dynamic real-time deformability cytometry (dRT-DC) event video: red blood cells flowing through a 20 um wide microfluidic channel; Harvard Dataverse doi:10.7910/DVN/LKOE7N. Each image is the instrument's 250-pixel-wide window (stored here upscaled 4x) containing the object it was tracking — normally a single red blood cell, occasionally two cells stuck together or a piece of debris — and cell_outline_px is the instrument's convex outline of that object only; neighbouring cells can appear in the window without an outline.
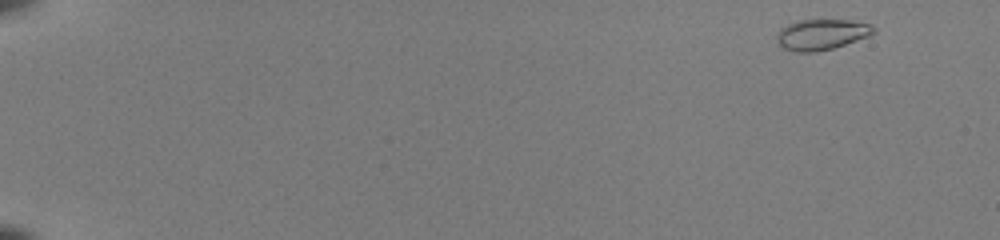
{"species": "common noctule bat (a hibernating species)", "species_latin": "Nyctalus noctula", "temperature_condition": "room temperature", "stored_images_in_passage": 49, "camera_frame_rate_fps": 3000, "um_per_image_px": 0.085, "animal": {"sex": "female", "body_mass_g": 22.0, "forearm_length_mm": 56.7}, "frame": {"image": 1, "passage_image": 1, "time_ms": 0.0, "image_size_px": [1000, 240], "cell_outline_px": [[876, 32], [868, 36], [832, 48], [816, 52], [792, 52], [784, 48], [776, 40], [776, 36], [780, 28], [788, 24], [800, 20], [848, 20], [872, 24], [876, 28]], "centroid_in_image_um": [69.83, 2.93], "position_along_channel_um": 15.2, "area_um2": 17.28}}
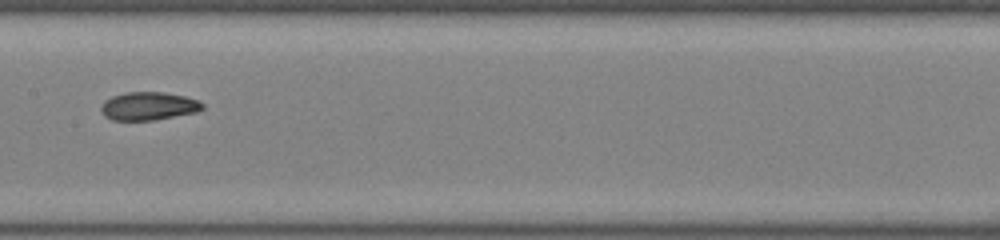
{"frame": {"image": 2, "passage_image": 27, "time_ms": 8.667, "image_size_px": [1000, 240], "cell_outline_px": [[204, 108], [196, 112], [156, 120], [112, 120], [104, 116], [100, 108], [104, 100], [112, 96], [124, 92], [164, 92], [184, 96], [200, 100], [204, 104]], "centroid_in_image_um": [12.63, 9.01], "position_along_channel_um": 194.8, "area_um2": 16.82}}
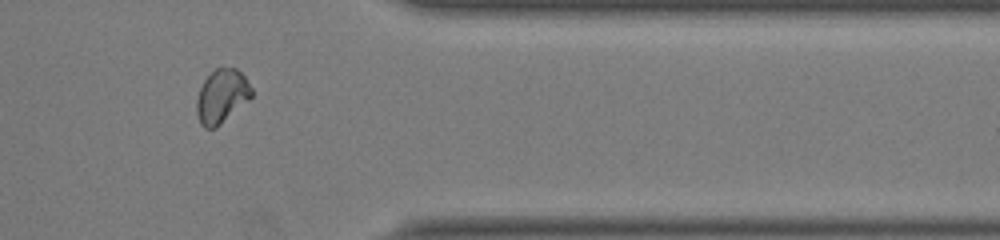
{"frame": {"image": 3, "passage_image": 42, "time_ms": 13.667, "image_size_px": [1000, 240], "cell_outline_px": [[252, 96], [248, 100], [216, 128], [204, 128], [200, 124], [196, 112], [196, 100], [200, 88], [204, 80], [216, 68], [236, 68], [244, 76], [252, 88]], "centroid_in_image_um": [18.83, 8.19], "position_along_channel_um": 392.6, "area_um2": 17.05}, "authors_computed_cell_mechanics": {"area_um2": 16.8198, "velocity_mm_per_s": 4.0849, "shape_relaxation_time_tau1_ms": 10.9018, "shape_relaxation_time_tau2_ms": 1.6006, "deformation_change_tau1": 0.2701, "deformation_change_tau2": 0.044}}